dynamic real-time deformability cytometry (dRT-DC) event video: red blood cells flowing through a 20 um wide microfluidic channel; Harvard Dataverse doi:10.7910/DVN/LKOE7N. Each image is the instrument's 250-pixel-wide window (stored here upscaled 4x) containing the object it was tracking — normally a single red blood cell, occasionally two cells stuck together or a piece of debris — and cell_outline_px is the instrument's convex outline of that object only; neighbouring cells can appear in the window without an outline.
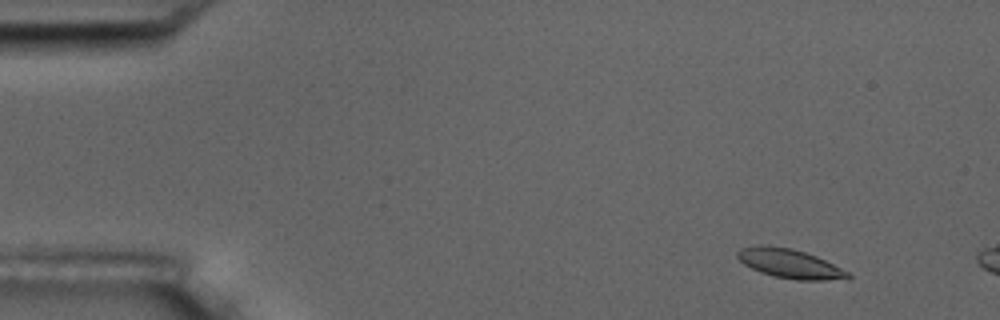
{"species": "common noctule bat (a hibernating species)", "species_latin": "Nyctalus noctula", "temperature_condition": "room temperature", "stored_images_in_passage": 4, "camera_frame_rate_fps": 3000, "um_per_image_px": 0.085, "animal": {"sex": "male", "body_mass_g": 17.5, "forearm_length_mm": 52.3}, "frame": {"image": 1, "passage_image": 2, "time_ms": 1.333, "image_size_px": [1000, 320], "cell_outline_px": [[852, 276], [848, 280], [796, 280], [772, 276], [760, 272], [744, 264], [736, 256], [736, 252], [740, 248], [760, 244], [792, 248], [816, 256], [848, 272]], "centroid_in_image_um": [67.12, 22.41], "position_along_channel_um": 17.9, "area_um2": 18.9}}